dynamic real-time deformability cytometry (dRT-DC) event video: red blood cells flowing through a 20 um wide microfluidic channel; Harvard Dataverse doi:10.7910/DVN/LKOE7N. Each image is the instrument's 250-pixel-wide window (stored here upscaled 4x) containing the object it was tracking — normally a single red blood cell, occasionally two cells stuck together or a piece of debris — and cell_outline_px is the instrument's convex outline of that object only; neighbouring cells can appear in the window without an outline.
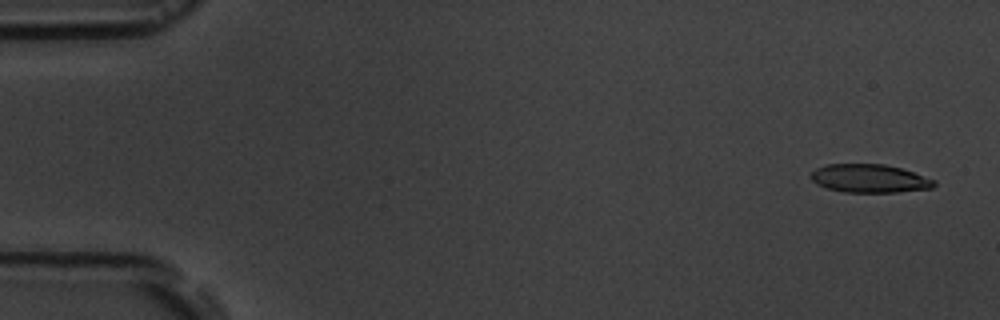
{"species": "common noctule bat (a hibernating species)", "species_latin": "Nyctalus noctula", "temperature_condition": "room temperature", "stored_images_in_passage": 5, "camera_frame_rate_fps": 3000, "um_per_image_px": 0.085, "animal": {"sex": "male", "body_mass_g": 19.5, "forearm_length_mm": 54.6}, "frame": {"image": 1, "passage_image": 1, "time_ms": 0.0, "image_size_px": [1000, 320], "cell_outline_px": [[936, 184], [932, 188], [896, 192], [844, 192], [828, 188], [816, 184], [812, 180], [812, 172], [816, 168], [824, 164], [884, 164], [900, 168], [936, 180]], "centroid_in_image_um": [73.9, 15.17], "position_along_channel_um": 11.1, "area_um2": 20.23}}
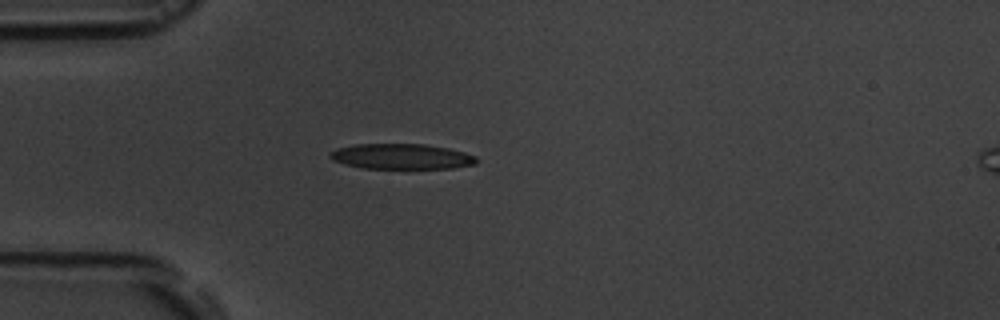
{"frame": {"image": 2, "passage_image": 4, "time_ms": 4.333, "image_size_px": [1000, 320], "cell_outline_px": [[476, 164], [452, 168], [360, 168], [344, 164], [332, 160], [328, 156], [336, 148], [356, 144], [424, 144], [448, 148], [464, 152], [476, 156]], "centroid_in_image_um": [34.1, 13.3], "position_along_channel_um": 50.9, "area_um2": 21.62}}